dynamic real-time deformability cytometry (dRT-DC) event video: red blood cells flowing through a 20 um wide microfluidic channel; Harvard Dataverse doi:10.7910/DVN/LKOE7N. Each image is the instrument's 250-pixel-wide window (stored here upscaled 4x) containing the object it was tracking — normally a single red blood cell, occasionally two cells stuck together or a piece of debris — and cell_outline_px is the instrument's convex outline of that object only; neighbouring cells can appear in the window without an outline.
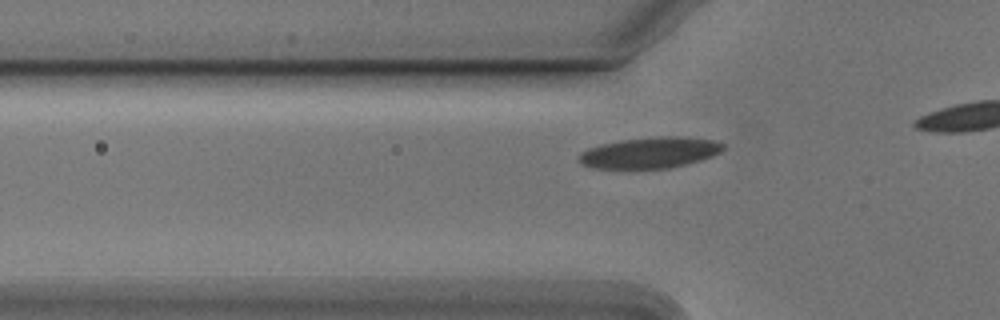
{"species": "Egyptian fruit bat (a non-hibernating species)", "species_latin": "Rousettus aegyptiacus", "temperature_condition": "cold", "stored_images_in_passage": 10, "camera_frame_rate_fps": 3000, "um_per_image_px": 0.085, "animal": {"sex": "male"}, "frame": {"image": 1, "passage_image": 4, "time_ms": 1.0, "image_size_px": [1000, 320], "cell_outline_px": [[724, 148], [720, 152], [712, 156], [700, 160], [668, 168], [592, 168], [580, 164], [576, 160], [576, 156], [580, 152], [588, 148], [600, 144], [620, 140], [656, 136], [676, 136], [716, 140], [724, 144]], "centroid_in_image_um": [55.18, 12.97], "position_along_channel_um": 70.6, "area_um2": 26.24}}
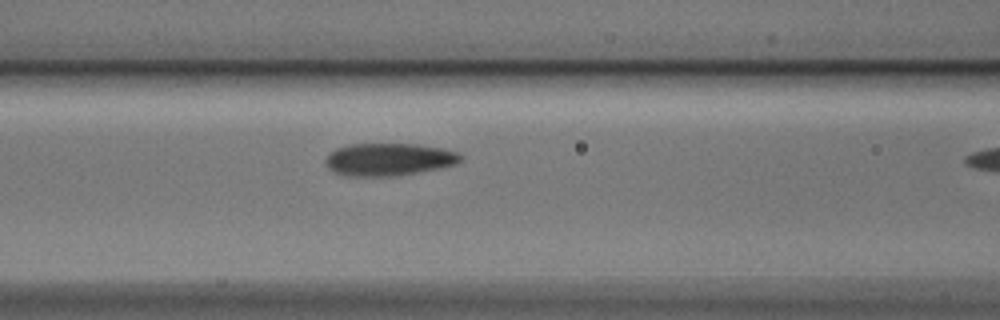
{"frame": {"image": 2, "passage_image": 9, "time_ms": 2.667, "image_size_px": [1000, 320], "cell_outline_px": [[460, 160], [456, 164], [440, 168], [420, 172], [396, 176], [344, 176], [332, 172], [328, 168], [324, 160], [336, 148], [348, 144], [420, 144], [440, 148], [456, 152], [460, 156]], "centroid_in_image_um": [33.0, 13.56], "position_along_channel_um": 133.6, "area_um2": 25.66}}